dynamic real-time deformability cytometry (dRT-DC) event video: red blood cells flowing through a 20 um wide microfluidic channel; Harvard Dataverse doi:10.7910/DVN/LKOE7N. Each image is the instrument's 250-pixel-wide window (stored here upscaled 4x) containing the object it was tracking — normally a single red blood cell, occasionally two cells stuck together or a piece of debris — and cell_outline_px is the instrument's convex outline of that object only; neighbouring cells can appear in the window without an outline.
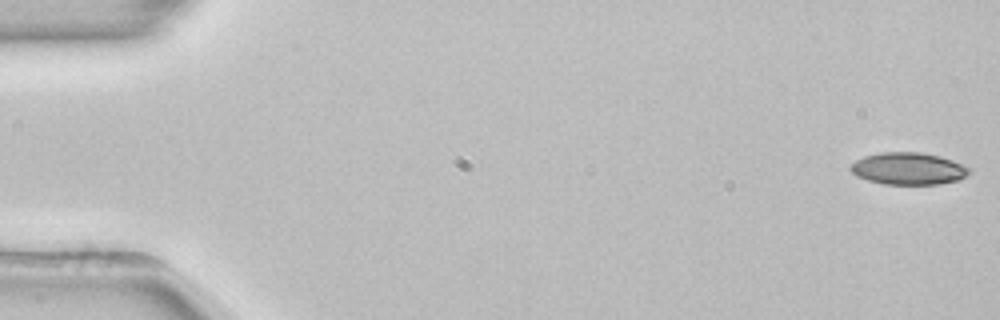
{"species": "common noctule bat (a hibernating species)", "species_latin": "Nyctalus noctula", "temperature_condition": "room temperature", "stored_images_in_passage": 53, "camera_frame_rate_fps": 3000, "um_per_image_px": 0.085, "animal": {"sex": "female", "body_mass_g": 22.7, "forearm_length_mm": 54.2}, "frame": {"image": 1, "passage_image": 1, "time_ms": 0.0, "image_size_px": [1000, 320], "cell_outline_px": [[972, 168], [960, 180], [940, 184], [884, 184], [868, 180], [856, 176], [848, 168], [856, 160], [864, 156], [880, 152], [920, 152], [940, 156], [952, 160]], "centroid_in_image_um": [77.2, 14.33], "position_along_channel_um": 7.8, "area_um2": 22.25}}
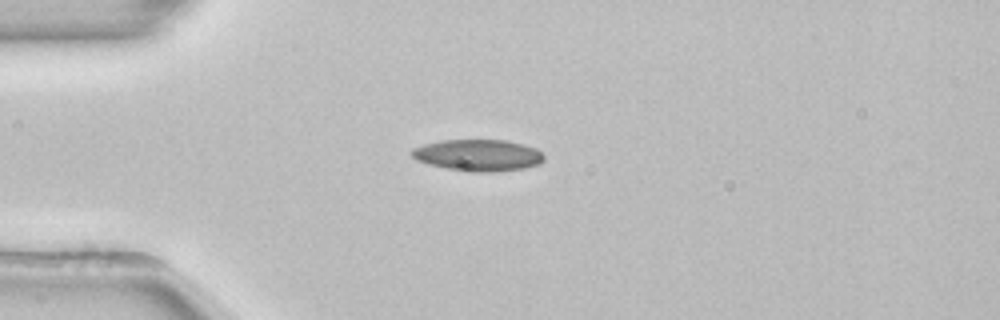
{"frame": {"image": 2, "passage_image": 14, "time_ms": 4.333, "image_size_px": [1000, 320], "cell_outline_px": [[544, 160], [540, 164], [524, 168], [492, 172], [476, 172], [444, 168], [428, 164], [416, 160], [408, 152], [412, 148], [424, 144], [440, 140], [504, 140], [524, 144], [536, 148], [544, 156]], "centroid_in_image_um": [40.61, 13.19], "position_along_channel_um": 44.4, "area_um2": 24.51}}
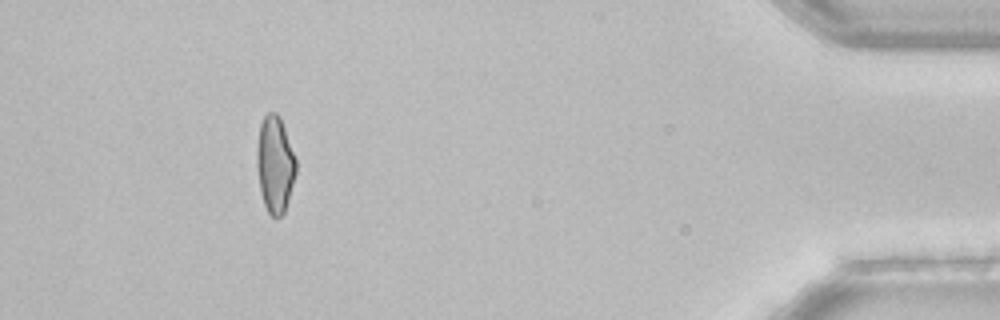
{"frame": {"image": 3, "passage_image": 49, "time_ms": 16.0, "image_size_px": [1000, 320], "cell_outline_px": [[296, 172], [288, 200], [284, 212], [276, 220], [268, 212], [264, 204], [260, 192], [256, 164], [256, 152], [260, 124], [264, 116], [268, 112], [276, 112], [280, 116], [296, 160]], "centroid_in_image_um": [23.35, 13.98], "position_along_channel_um": 411.8, "area_um2": 22.08}, "authors_computed_cell_mechanics": {"area_um2": 22.8888, "velocity_mm_per_s": 3.8641, "shape_relaxation_time_tau1_ms": null, "shape_relaxation_time_tau2_ms": 6.4163, "deformation_change_tau1": null, "deformation_change_tau2": 0.1235}}